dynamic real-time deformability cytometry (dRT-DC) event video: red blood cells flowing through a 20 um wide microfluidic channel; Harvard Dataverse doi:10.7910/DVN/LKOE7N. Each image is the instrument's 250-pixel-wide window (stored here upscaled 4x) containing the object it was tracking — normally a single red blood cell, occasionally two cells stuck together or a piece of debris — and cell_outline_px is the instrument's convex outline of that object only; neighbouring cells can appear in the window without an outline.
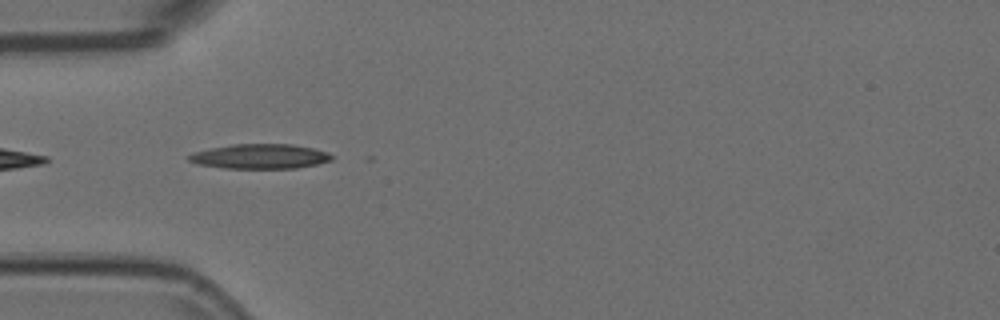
{"species": "Egyptian fruit bat (a non-hibernating species)", "species_latin": "Rousettus aegyptiacus", "temperature_condition": "room temperature", "stored_images_in_passage": 4, "camera_frame_rate_fps": 3000, "um_per_image_px": 0.085, "animal": {"sex": "female"}, "frame": {"image": 1, "passage_image": 1, "time_ms": 0.0, "image_size_px": [1000, 320], "cell_outline_px": [[332, 160], [316, 164], [296, 168], [224, 168], [196, 164], [188, 160], [188, 156], [192, 152], [232, 144], [292, 144], [312, 148], [328, 152], [332, 156]], "centroid_in_image_um": [22.08, 13.29], "position_along_channel_um": 62.9, "area_um2": 20.52}}
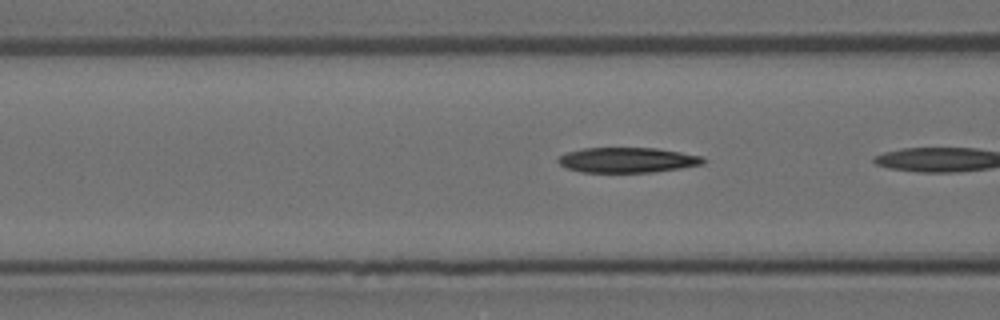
{"frame": {"image": 2, "passage_image": 3, "time_ms": 0.667, "image_size_px": [1000, 320], "cell_outline_px": [[708, 160], [704, 164], [680, 168], [652, 172], [580, 172], [568, 168], [560, 164], [556, 160], [564, 152], [584, 148], [656, 148], [680, 152], [700, 156]], "centroid_in_image_um": [53.32, 13.6], "position_along_channel_um": 113.3, "area_um2": 21.27}}